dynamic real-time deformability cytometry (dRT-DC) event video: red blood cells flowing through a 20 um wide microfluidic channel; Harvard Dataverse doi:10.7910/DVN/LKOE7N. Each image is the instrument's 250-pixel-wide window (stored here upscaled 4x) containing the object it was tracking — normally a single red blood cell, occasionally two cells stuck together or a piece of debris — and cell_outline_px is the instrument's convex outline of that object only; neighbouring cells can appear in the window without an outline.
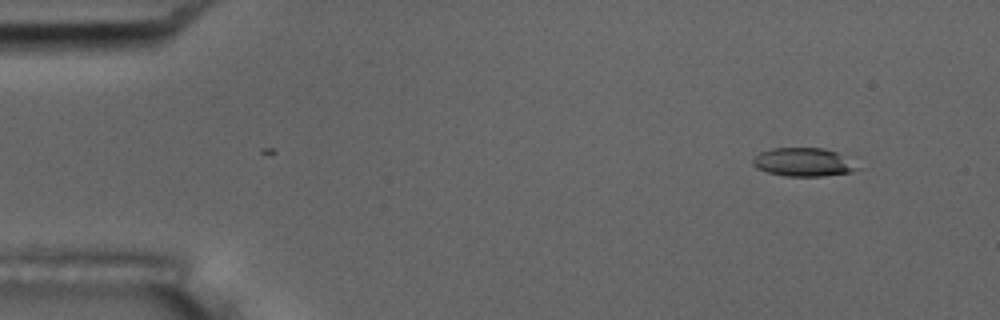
{"species": "common noctule bat (a hibernating species)", "species_latin": "Nyctalus noctula", "temperature_condition": "room temperature", "stored_images_in_passage": 12, "camera_frame_rate_fps": 3000, "um_per_image_px": 0.085, "animal": {"sex": "male", "body_mass_g": 17.5, "forearm_length_mm": 52.3}, "frame": {"image": 1, "passage_image": 3, "time_ms": 0.667, "image_size_px": [1000, 320], "cell_outline_px": [[864, 168], [852, 172], [824, 176], [784, 176], [768, 172], [756, 168], [752, 164], [752, 160], [760, 152], [772, 148], [824, 148], [836, 152]], "centroid_in_image_um": [68.32, 13.79], "position_along_channel_um": 16.7, "area_um2": 17.46}}